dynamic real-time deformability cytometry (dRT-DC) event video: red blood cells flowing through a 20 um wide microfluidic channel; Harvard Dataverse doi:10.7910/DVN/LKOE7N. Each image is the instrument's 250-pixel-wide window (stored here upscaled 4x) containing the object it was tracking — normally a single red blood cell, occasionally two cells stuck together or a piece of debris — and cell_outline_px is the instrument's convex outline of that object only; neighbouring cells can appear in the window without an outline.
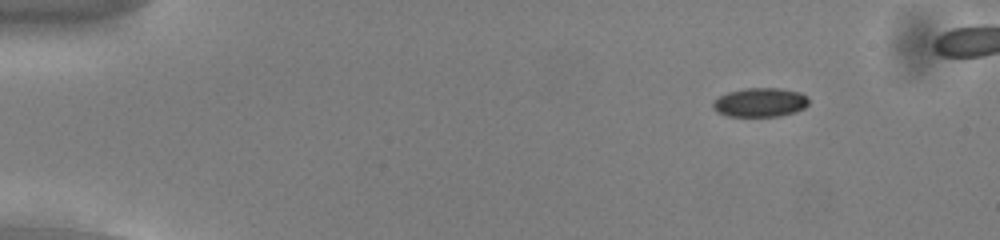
{"species": "common noctule bat (a hibernating species)", "species_latin": "Nyctalus noctula", "temperature_condition": "cold", "stored_images_in_passage": 18, "camera_frame_rate_fps": 3000, "um_per_image_px": 0.085, "animal": {"sex": "male", "body_mass_g": 13.0, "forearm_length_mm": 53.1}, "frame": {"image": 1, "passage_image": 8, "time_ms": 2.333, "image_size_px": [1000, 240], "cell_outline_px": [[808, 104], [804, 108], [796, 112], [780, 116], [728, 116], [716, 112], [712, 108], [712, 100], [728, 92], [744, 88], [780, 88], [800, 92], [808, 96]], "centroid_in_image_um": [64.6, 8.7], "position_along_channel_um": 20.4, "area_um2": 16.42}}